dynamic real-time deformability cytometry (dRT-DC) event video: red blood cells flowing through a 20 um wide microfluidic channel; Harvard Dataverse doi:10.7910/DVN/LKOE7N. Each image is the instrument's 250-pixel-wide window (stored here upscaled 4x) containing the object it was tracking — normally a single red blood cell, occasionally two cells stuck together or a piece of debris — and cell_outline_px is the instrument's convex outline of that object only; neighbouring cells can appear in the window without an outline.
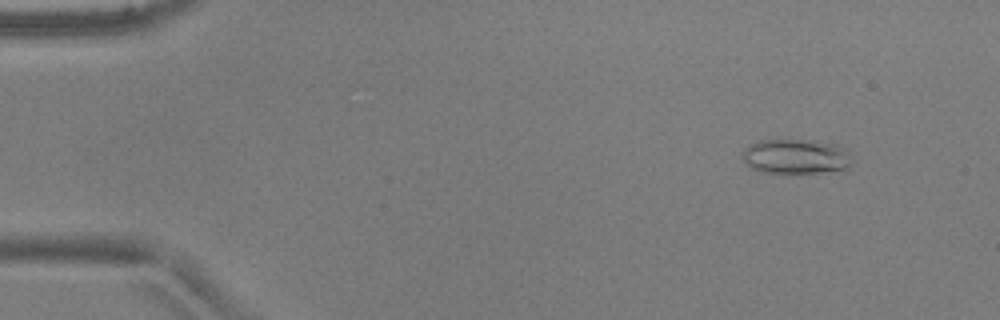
{"species": "common noctule bat (a hibernating species)", "species_latin": "Nyctalus noctula", "temperature_condition": "warm", "stored_images_in_passage": 3, "camera_frame_rate_fps": 3000, "um_per_image_px": 0.085, "animal": {"sex": "male", "body_mass_g": 17.9, "forearm_length_mm": 54.2}, "frame": {"image": 1, "passage_image": 2, "time_ms": 0.333, "image_size_px": [1000, 320], "cell_outline_px": [[848, 168], [816, 172], [760, 172], [752, 168], [744, 160], [744, 148], [748, 144], [760, 140], [804, 140], [832, 144], [848, 152]], "centroid_in_image_um": [67.55, 13.29], "position_along_channel_um": 17.5, "area_um2": 21.33}}